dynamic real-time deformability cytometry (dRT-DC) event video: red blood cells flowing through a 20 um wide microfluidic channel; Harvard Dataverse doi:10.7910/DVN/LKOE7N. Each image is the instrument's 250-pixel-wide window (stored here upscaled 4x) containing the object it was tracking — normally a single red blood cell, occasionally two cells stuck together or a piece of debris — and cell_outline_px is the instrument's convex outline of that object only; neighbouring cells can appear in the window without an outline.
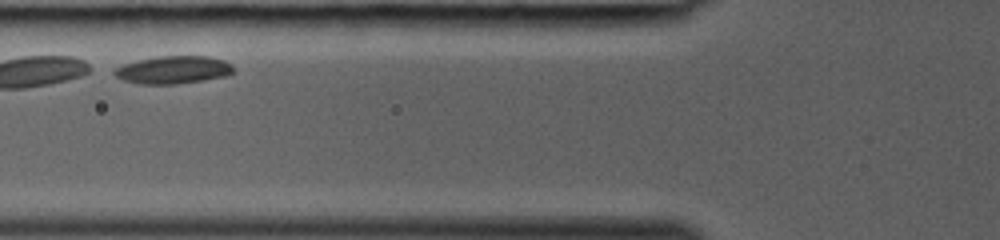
{"species": "common noctule bat (a hibernating species)", "species_latin": "Nyctalus noctula", "temperature_condition": "room temperature", "stored_images_in_passage": 21, "camera_frame_rate_fps": 3000, "um_per_image_px": 0.085, "animal": {"sex": "female", "body_mass_g": 19.0, "forearm_length_mm": 53.3}, "frame": {"image": 1, "passage_image": 4, "time_ms": 1.0, "image_size_px": [1000, 240], "cell_outline_px": [[236, 72], [224, 76], [176, 84], [140, 84], [124, 80], [116, 76], [112, 72], [116, 68], [124, 64], [136, 60], [156, 56], [208, 56], [224, 60], [232, 64], [236, 68]], "centroid_in_image_um": [14.75, 5.92], "position_along_channel_um": 111.0, "area_um2": 19.31}}
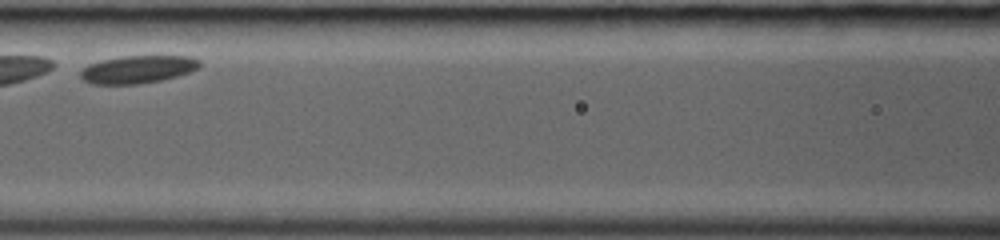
{"frame": {"image": 2, "passage_image": 7, "time_ms": 2.0, "image_size_px": [1000, 240], "cell_outline_px": [[200, 68], [176, 76], [160, 80], [140, 84], [92, 84], [84, 80], [80, 76], [80, 72], [88, 64], [100, 60], [124, 56], [188, 56], [200, 60]], "centroid_in_image_um": [11.7, 5.89], "position_along_channel_um": 154.9, "area_um2": 19.19}}
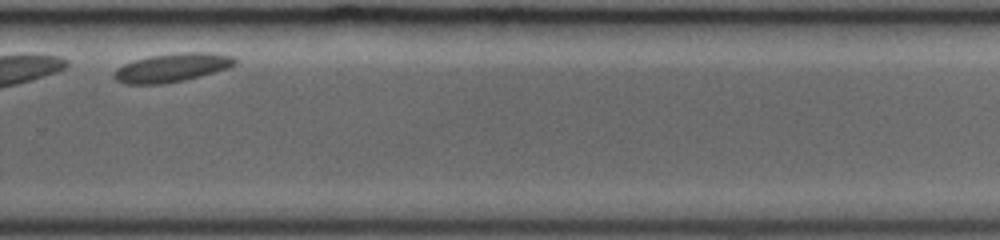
{"frame": {"image": 3, "passage_image": 18, "time_ms": 5.667, "image_size_px": [1000, 240], "cell_outline_px": [[236, 64], [228, 68], [200, 76], [184, 80], [164, 84], [124, 84], [116, 80], [112, 76], [116, 68], [124, 64], [136, 60], [152, 56], [184, 52], [208, 52], [232, 56], [236, 60]], "centroid_in_image_um": [14.61, 5.76], "position_along_channel_um": 315.2, "area_um2": 20.0}}